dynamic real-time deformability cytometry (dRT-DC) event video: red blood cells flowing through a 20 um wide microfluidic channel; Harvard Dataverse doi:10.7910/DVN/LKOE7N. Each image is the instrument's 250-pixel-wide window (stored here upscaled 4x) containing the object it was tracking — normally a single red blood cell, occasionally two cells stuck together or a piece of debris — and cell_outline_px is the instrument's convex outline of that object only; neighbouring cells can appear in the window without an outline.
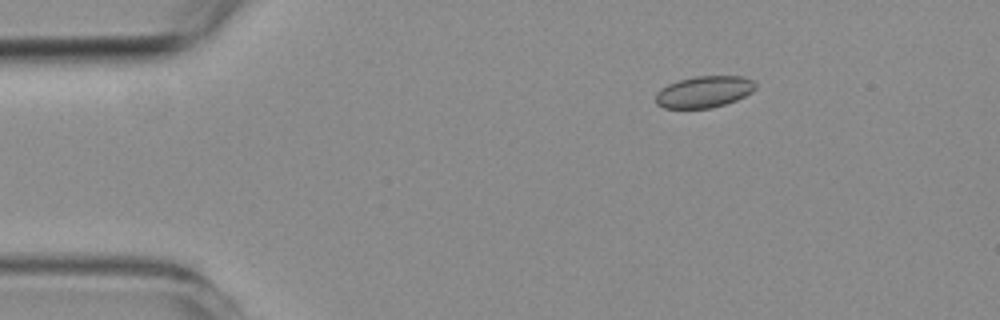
{"species": "common noctule bat (a hibernating species)", "species_latin": "Nyctalus noctula", "temperature_condition": "room temperature", "stored_images_in_passage": 3, "camera_frame_rate_fps": 3000, "um_per_image_px": 0.085, "animal": {"sex": "female", "body_mass_g": 19.3, "forearm_length_mm": 54.1}, "frame": {"image": 1, "passage_image": 1, "time_ms": 0.0, "image_size_px": [1000, 320], "cell_outline_px": [[756, 88], [752, 92], [736, 100], [712, 108], [664, 108], [656, 104], [656, 92], [660, 88], [668, 84], [680, 80], [696, 76], [740, 76], [752, 80], [756, 84]], "centroid_in_image_um": [59.83, 7.8], "position_along_channel_um": 25.2, "area_um2": 18.32}}